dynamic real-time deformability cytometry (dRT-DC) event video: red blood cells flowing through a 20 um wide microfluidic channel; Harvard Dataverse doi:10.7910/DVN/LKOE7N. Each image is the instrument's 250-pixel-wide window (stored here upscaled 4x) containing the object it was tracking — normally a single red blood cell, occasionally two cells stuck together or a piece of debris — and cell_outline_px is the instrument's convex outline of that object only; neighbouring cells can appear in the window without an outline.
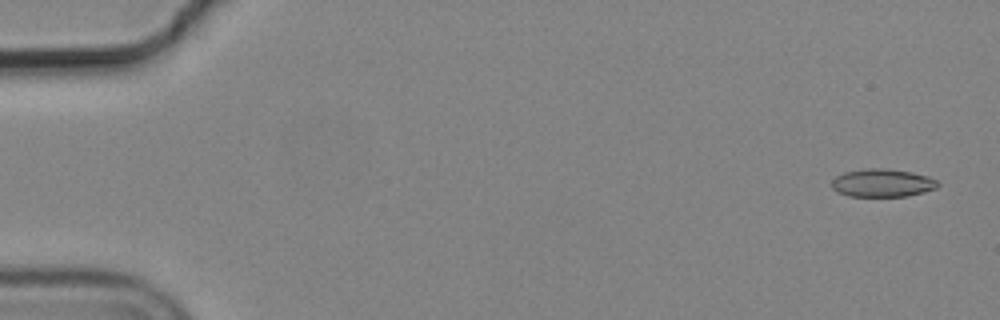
{"species": "common noctule bat (a hibernating species)", "species_latin": "Nyctalus noctula", "temperature_condition": "cold", "stored_images_in_passage": 5, "camera_frame_rate_fps": 3000, "um_per_image_px": 0.085, "animal": {"sex": "male", "body_mass_g": 19.2, "forearm_length_mm": 51.8}, "frame": {"image": 1, "passage_image": 1, "time_ms": 0.0, "image_size_px": [1000, 320], "cell_outline_px": [[940, 184], [936, 188], [924, 192], [908, 196], [848, 196], [836, 192], [832, 188], [832, 180], [836, 176], [844, 172], [864, 168], [888, 168], [912, 172], [928, 176], [936, 180]], "centroid_in_image_um": [74.99, 15.54], "position_along_channel_um": 10.0, "area_um2": 17.51}}
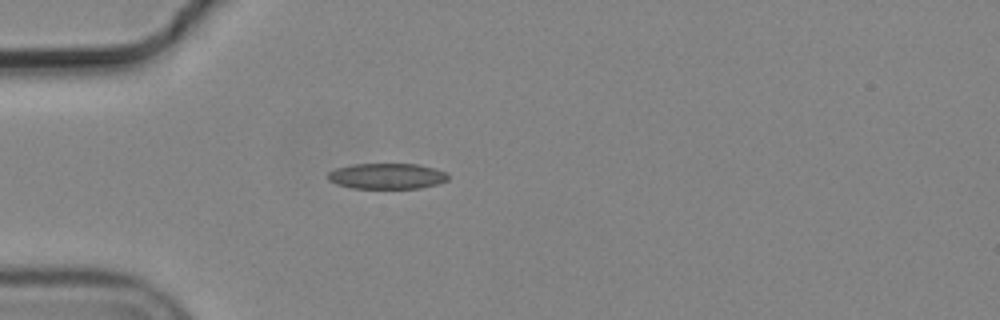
{"frame": {"image": 2, "passage_image": 5, "time_ms": 1.333, "image_size_px": [1000, 320], "cell_outline_px": [[448, 180], [436, 184], [420, 188], [352, 188], [336, 184], [328, 180], [328, 172], [336, 168], [352, 164], [416, 164], [448, 172]], "centroid_in_image_um": [32.87, 14.97], "position_along_channel_um": 52.1, "area_um2": 17.98}}